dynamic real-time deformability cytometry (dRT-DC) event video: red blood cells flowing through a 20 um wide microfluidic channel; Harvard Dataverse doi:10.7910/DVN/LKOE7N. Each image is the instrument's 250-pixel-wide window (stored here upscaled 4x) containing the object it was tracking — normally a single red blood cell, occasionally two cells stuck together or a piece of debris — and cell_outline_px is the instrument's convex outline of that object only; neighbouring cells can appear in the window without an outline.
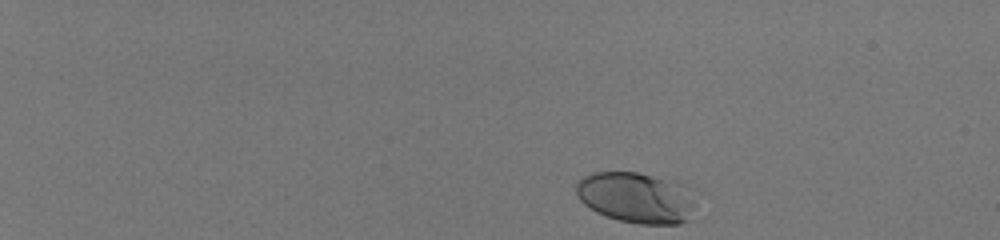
{"species": "human", "species_latin": "Homo sapiens", "temperature_condition": "room temperature", "stored_images_in_passage": 43, "camera_frame_rate_fps": 3000, "um_per_image_px": 0.085, "donor": {"sex": "male"}, "frame": {"image": 1, "passage_image": 1, "time_ms": 0.0, "image_size_px": [1000, 240], "cell_outline_px": [[696, 204], [688, 220], [680, 224], [640, 224], [620, 220], [596, 212], [584, 204], [576, 196], [576, 184], [584, 176], [592, 172], [636, 172], [688, 184], [696, 188]], "centroid_in_image_um": [54.18, 16.78], "position_along_channel_um": 30.8, "area_um2": 36.18}}
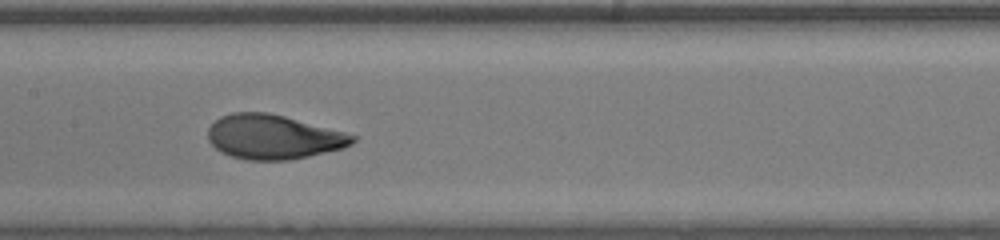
{"frame": {"image": 2, "passage_image": 24, "time_ms": 7.667, "image_size_px": [1000, 240], "cell_outline_px": [[356, 140], [352, 144], [344, 148], [308, 156], [288, 160], [248, 160], [232, 156], [220, 152], [208, 140], [208, 128], [220, 116], [232, 112], [268, 112], [284, 116], [344, 132], [356, 136]], "centroid_in_image_um": [23.21, 11.64], "position_along_channel_um": 184.2, "area_um2": 37.28}}
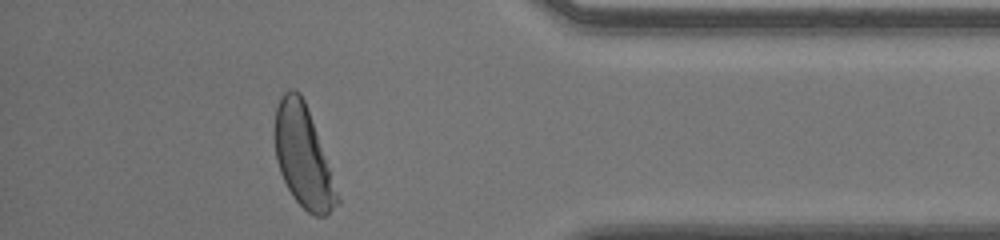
{"frame": {"image": 3, "passage_image": 42, "time_ms": 13.667, "image_size_px": [1000, 240], "cell_outline_px": [[340, 204], [324, 216], [316, 216], [308, 212], [292, 196], [280, 172], [276, 160], [276, 108], [280, 96], [288, 88], [292, 88], [300, 92], [304, 100], [340, 200]], "centroid_in_image_um": [25.75, 13.32], "position_along_channel_um": 409.5, "area_um2": 35.66}, "authors_computed_cell_mechanics": {"area_um2": 36.6452, "velocity_mm_per_s": 4.0246, "shape_relaxation_time_tau1_ms": 2.4115, "shape_relaxation_time_tau2_ms": null, "deformation_change_tau1": 0.1644, "deformation_change_tau2": null}}